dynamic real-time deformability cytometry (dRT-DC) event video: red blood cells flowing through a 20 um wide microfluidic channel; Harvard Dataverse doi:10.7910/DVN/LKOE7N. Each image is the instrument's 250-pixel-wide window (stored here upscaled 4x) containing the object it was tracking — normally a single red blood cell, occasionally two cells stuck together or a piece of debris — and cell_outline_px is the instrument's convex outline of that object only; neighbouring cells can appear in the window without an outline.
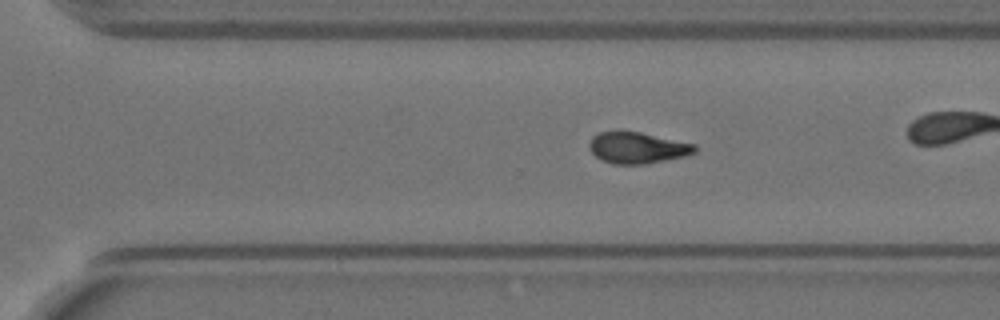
{"species": "Egyptian fruit bat (a non-hibernating species)", "species_latin": "Rousettus aegyptiacus", "temperature_condition": "warm", "stored_images_in_passage": 43, "camera_frame_rate_fps": 3000, "um_per_image_px": 0.085, "animal": {"sex": "female"}, "frame": {"image": 1, "passage_image": 31, "time_ms": 10.0, "image_size_px": [1000, 320], "cell_outline_px": [[696, 152], [684, 156], [644, 164], [612, 164], [596, 156], [588, 148], [588, 144], [592, 136], [600, 132], [640, 132], [696, 144]], "centroid_in_image_um": [54.17, 12.56], "position_along_channel_um": 316.4, "area_um2": 19.02}, "authors_computed_cell_mechanics": {"area_um2": 19.3052, "velocity_mm_per_s": 3.534, "shape_relaxation_time_tau1_ms": 6.35, "shape_relaxation_time_tau2_ms": 2.8833, "deformation_change_tau1": 0.1968, "deformation_change_tau2": 0.0954}}